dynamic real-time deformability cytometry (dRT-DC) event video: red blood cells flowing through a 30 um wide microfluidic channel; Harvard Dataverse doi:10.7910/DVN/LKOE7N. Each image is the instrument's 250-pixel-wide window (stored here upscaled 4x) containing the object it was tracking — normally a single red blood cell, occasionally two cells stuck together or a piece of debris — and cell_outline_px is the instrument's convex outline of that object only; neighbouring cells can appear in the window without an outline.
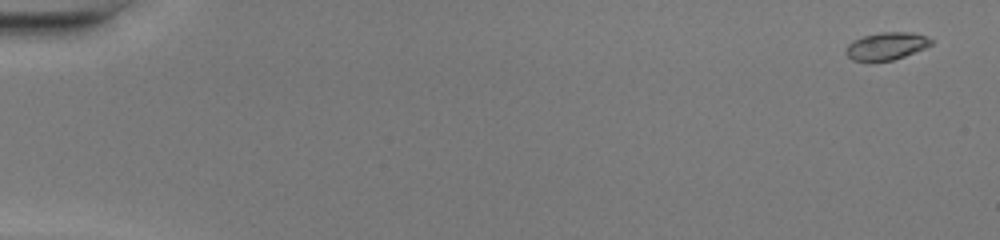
{"species": "common noctule bat (a hibernating species)", "species_latin": "Nyctalus noctula", "temperature_condition": "warm", "stored_images_in_passage": 16, "camera_frame_rate_fps": 3000, "um_per_image_px": 0.085, "animal": {"sex": "female", "body_mass_g": 20.0, "forearm_length_mm": 54.0}, "frame": {"image": 1, "passage_image": 3, "time_ms": 0.667, "image_size_px": [1000, 240], "cell_outline_px": [[932, 44], [924, 48], [904, 56], [892, 60], [872, 64], [868, 64], [852, 60], [844, 52], [848, 44], [852, 40], [864, 36], [880, 32], [912, 32], [924, 36], [932, 40]], "centroid_in_image_um": [75.26, 3.96], "position_along_channel_um": 9.7, "area_um2": 14.05}}